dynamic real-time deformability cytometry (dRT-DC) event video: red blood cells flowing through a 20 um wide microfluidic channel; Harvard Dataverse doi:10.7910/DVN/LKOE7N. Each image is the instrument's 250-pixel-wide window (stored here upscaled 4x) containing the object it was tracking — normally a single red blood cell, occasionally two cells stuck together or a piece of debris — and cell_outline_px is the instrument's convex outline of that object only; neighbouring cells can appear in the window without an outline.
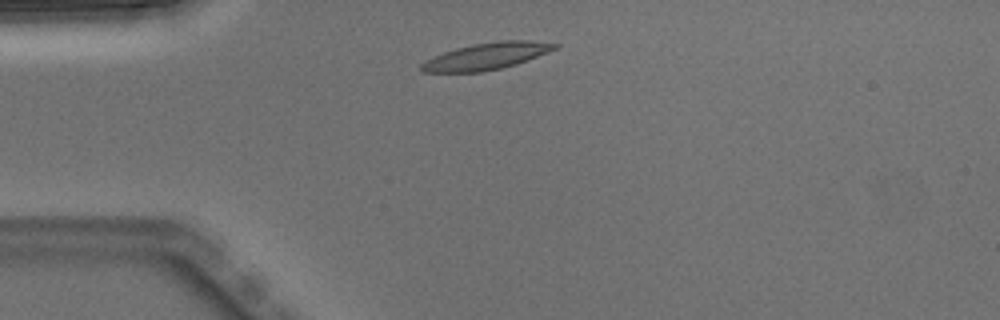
{"species": "Egyptian fruit bat (a non-hibernating species)", "species_latin": "Rousettus aegyptiacus", "temperature_condition": "warm", "stored_images_in_passage": 2, "camera_frame_rate_fps": 3000, "um_per_image_px": 0.085, "animal": {"sex": "male"}, "frame": {"image": 1, "passage_image": 1, "time_ms": 0.0, "image_size_px": [1000, 320], "cell_outline_px": [[560, 44], [556, 48], [516, 64], [500, 68], [480, 72], [424, 72], [420, 68], [420, 64], [424, 60], [432, 56], [456, 48], [472, 44], [500, 40], [532, 40]], "centroid_in_image_um": [41.3, 4.77], "position_along_channel_um": 43.7, "area_um2": 20.69}}